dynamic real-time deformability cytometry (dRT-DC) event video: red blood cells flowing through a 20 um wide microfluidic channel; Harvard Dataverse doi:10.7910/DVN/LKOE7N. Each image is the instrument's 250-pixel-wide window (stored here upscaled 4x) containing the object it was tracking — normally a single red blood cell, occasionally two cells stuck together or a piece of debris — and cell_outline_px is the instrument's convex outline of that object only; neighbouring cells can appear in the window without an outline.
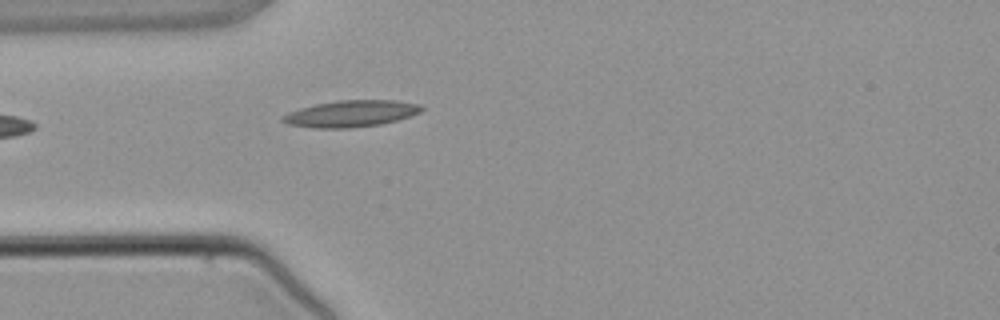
{"species": "common noctule bat (a hibernating species)", "species_latin": "Nyctalus noctula", "temperature_condition": "warm", "stored_images_in_passage": 3, "camera_frame_rate_fps": 3000, "um_per_image_px": 0.085, "animal": {"sex": "male", "body_mass_g": 21.5, "forearm_length_mm": 52.0}, "frame": {"image": 1, "passage_image": 3, "time_ms": 2.667, "image_size_px": [1000, 320], "cell_outline_px": [[424, 108], [420, 112], [396, 120], [380, 124], [348, 128], [312, 128], [288, 124], [280, 120], [280, 116], [288, 112], [300, 108], [316, 104], [336, 100], [396, 100], [420, 104]], "centroid_in_image_um": [29.79, 9.65], "position_along_channel_um": 55.2, "area_um2": 21.5}}